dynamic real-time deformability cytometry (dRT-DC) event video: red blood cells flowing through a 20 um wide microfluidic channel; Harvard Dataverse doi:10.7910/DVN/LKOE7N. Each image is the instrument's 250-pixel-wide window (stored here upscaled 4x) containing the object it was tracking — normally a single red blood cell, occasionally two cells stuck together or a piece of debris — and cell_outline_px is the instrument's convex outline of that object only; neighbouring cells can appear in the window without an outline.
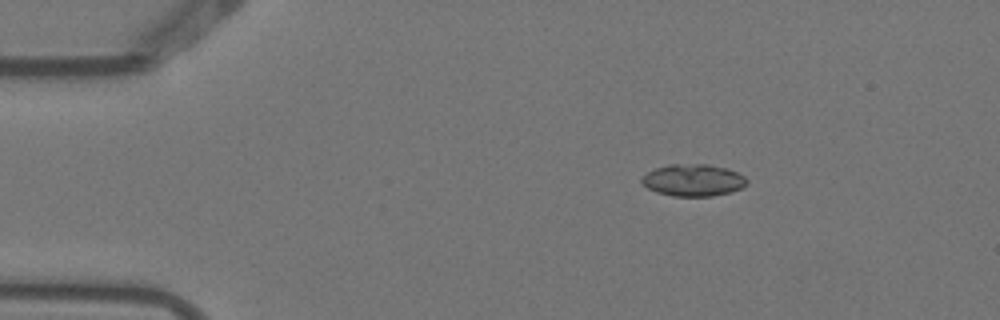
{"species": "Egyptian fruit bat (a non-hibernating species)", "species_latin": "Rousettus aegyptiacus", "temperature_condition": "warm", "stored_images_in_passage": 4, "camera_frame_rate_fps": 3000, "um_per_image_px": 0.085, "animal": {"sex": "female"}, "frame": {"image": 1, "passage_image": 2, "time_ms": 0.333, "image_size_px": [1000, 320], "cell_outline_px": [[748, 180], [740, 188], [732, 192], [712, 196], [672, 196], [656, 192], [648, 188], [640, 180], [640, 176], [656, 168], [668, 164], [708, 164], [728, 168], [744, 176]], "centroid_in_image_um": [58.9, 15.31], "position_along_channel_um": 26.1, "area_um2": 19.65}}